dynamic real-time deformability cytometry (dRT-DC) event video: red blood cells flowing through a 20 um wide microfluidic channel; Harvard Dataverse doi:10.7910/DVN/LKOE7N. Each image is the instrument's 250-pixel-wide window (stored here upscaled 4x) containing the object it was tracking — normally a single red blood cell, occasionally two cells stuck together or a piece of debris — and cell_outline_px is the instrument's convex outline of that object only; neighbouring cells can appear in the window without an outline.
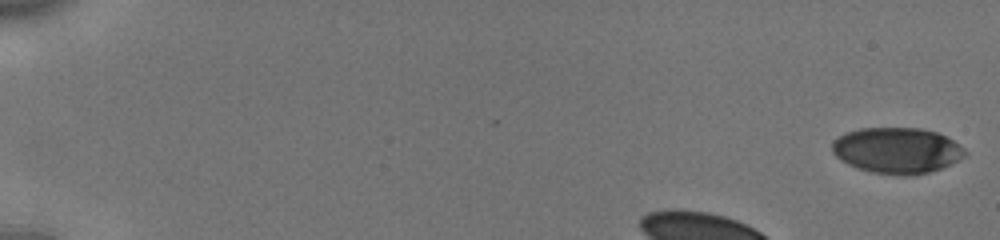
{"species": "human", "species_latin": "Homo sapiens", "temperature_condition": "cold", "stored_images_in_passage": 41, "camera_frame_rate_fps": 3000, "um_per_image_px": 0.085, "donor": {"sex": "male"}, "frame": {"image": 1, "passage_image": 1, "time_ms": 0.0, "image_size_px": [1000, 240], "cell_outline_px": [[968, 152], [960, 160], [940, 168], [928, 172], [912, 176], [900, 176], [872, 172], [856, 168], [840, 160], [832, 152], [832, 140], [844, 132], [860, 128], [920, 128], [936, 132], [948, 136], [964, 148]], "centroid_in_image_um": [76.23, 12.78], "position_along_channel_um": 8.8, "area_um2": 35.95}}
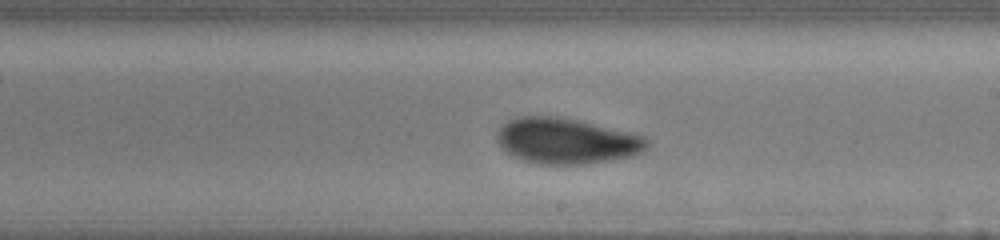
{"frame": {"image": 2, "passage_image": 27, "time_ms": 8.667, "image_size_px": [1000, 240], "cell_outline_px": [[648, 148], [632, 156], [588, 164], [536, 164], [520, 160], [504, 152], [500, 148], [496, 140], [496, 132], [500, 124], [516, 116], [560, 116], [580, 120], [632, 132], [644, 136], [648, 140]], "centroid_in_image_um": [48.09, 11.97], "position_along_channel_um": 240.9, "area_um2": 40.86}}
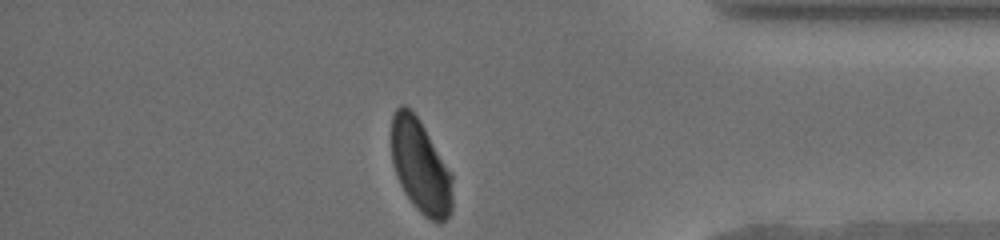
{"frame": {"image": 3, "passage_image": 41, "time_ms": 13.333, "image_size_px": [1000, 240], "cell_outline_px": [[452, 212], [440, 224], [424, 216], [412, 204], [404, 192], [396, 176], [392, 164], [392, 116], [396, 108], [400, 104], [404, 104], [420, 120], [452, 172]], "centroid_in_image_um": [35.75, 14.16], "position_along_channel_um": 399.5, "area_um2": 33.52}, "authors_computed_cell_mechanics": {"area_um2": 38.0902, "velocity_mm_per_s": 3.8272, "shape_relaxation_time_tau1_ms": 3.2421, "shape_relaxation_time_tau2_ms": 0.949, "deformation_change_tau1": 0.1233, "deformation_change_tau2": 0.0433}}